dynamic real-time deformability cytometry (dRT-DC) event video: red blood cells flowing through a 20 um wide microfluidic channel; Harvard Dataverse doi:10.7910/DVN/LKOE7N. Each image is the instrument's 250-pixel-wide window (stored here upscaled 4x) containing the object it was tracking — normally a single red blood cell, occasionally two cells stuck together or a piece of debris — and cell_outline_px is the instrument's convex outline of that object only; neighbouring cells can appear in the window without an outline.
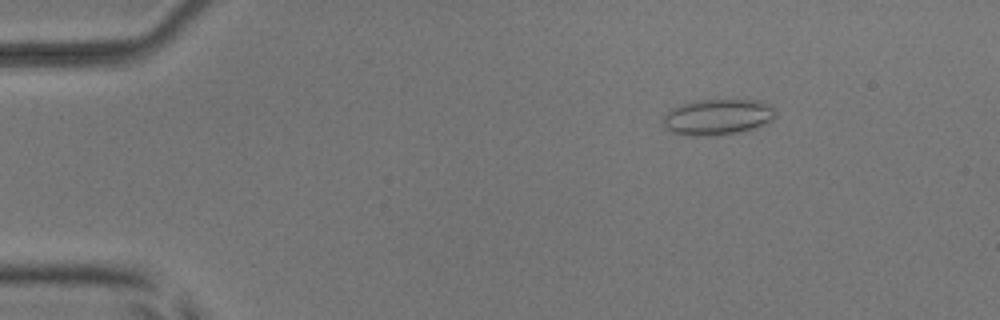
{"species": "common noctule bat (a hibernating species)", "species_latin": "Nyctalus noctula", "temperature_condition": "room temperature", "stored_images_in_passage": 53, "camera_frame_rate_fps": 3000, "um_per_image_px": 0.085, "animal": {"sex": "male", "body_mass_g": 17.9, "forearm_length_mm": 54.2}, "frame": {"image": 1, "passage_image": 8, "time_ms": 2.333, "image_size_px": [1000, 320], "cell_outline_px": [[776, 116], [772, 120], [756, 128], [744, 132], [716, 136], [688, 136], [672, 132], [664, 128], [660, 120], [672, 108], [680, 104], [696, 100], [760, 100], [772, 104], [776, 112]], "centroid_in_image_um": [61.01, 9.96], "position_along_channel_um": 24.0, "area_um2": 24.22}}
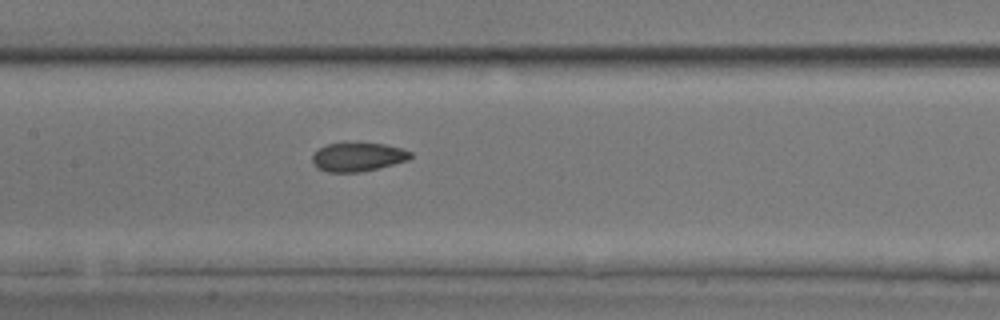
{"frame": {"image": 2, "passage_image": 26, "time_ms": 8.333, "image_size_px": [1000, 320], "cell_outline_px": [[412, 156], [408, 160], [360, 172], [328, 172], [316, 168], [312, 164], [312, 152], [328, 144], [384, 144], [400, 148], [412, 152]], "centroid_in_image_um": [30.37, 13.36], "position_along_channel_um": 177.0, "area_um2": 16.18}}
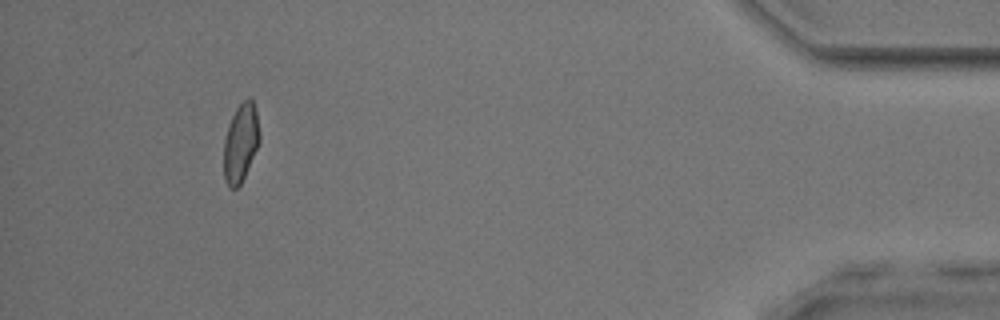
{"frame": {"image": 3, "passage_image": 49, "time_ms": 16.0, "image_size_px": [1000, 320], "cell_outline_px": [[260, 140], [244, 176], [240, 184], [236, 188], [228, 188], [224, 180], [224, 140], [228, 124], [236, 108], [248, 96], [252, 100], [256, 112], [260, 132]], "centroid_in_image_um": [20.44, 12.13], "position_along_channel_um": 414.8, "area_um2": 16.24}, "authors_computed_cell_mechanics": {"area_um2": 16.9932, "velocity_mm_per_s": 3.9318, "shape_relaxation_time_tau1_ms": null, "shape_relaxation_time_tau2_ms": 1.5808, "deformation_change_tau1": null, "deformation_change_tau2": 0.0706}}